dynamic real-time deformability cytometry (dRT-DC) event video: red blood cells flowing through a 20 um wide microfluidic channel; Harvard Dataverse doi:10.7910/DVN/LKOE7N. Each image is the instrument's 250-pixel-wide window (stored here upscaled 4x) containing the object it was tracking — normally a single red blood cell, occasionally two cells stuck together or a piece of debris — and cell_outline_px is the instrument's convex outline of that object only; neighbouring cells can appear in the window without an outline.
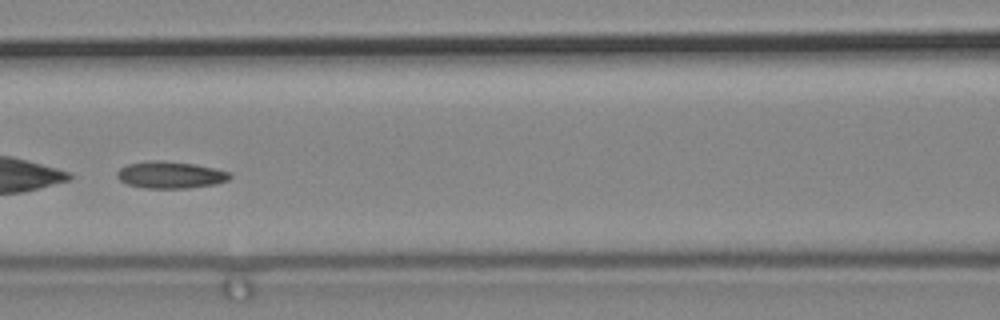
{"species": "common noctule bat (a hibernating species)", "species_latin": "Nyctalus noctula", "temperature_condition": "cold", "stored_images_in_passage": 49, "camera_frame_rate_fps": 3000, "um_per_image_px": 0.085, "animal": {"sex": "male", "body_mass_g": 19.2, "forearm_length_mm": 51.8}, "frame": {"image": 1, "passage_image": 19, "time_ms": 6.0, "image_size_px": [1000, 320], "cell_outline_px": [[232, 176], [228, 180], [216, 184], [188, 188], [144, 188], [128, 184], [120, 180], [116, 176], [116, 172], [120, 168], [128, 164], [148, 160], [164, 160], [196, 164], [216, 168], [228, 172]], "centroid_in_image_um": [14.48, 14.85], "position_along_channel_um": 152.1, "area_um2": 17.86}}
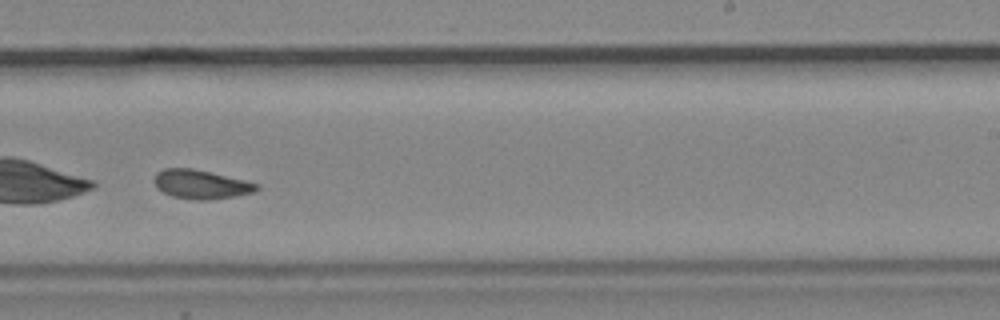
{"frame": {"image": 2, "passage_image": 29, "time_ms": 9.333, "image_size_px": [1000, 320], "cell_outline_px": [[260, 188], [256, 192], [236, 196], [208, 200], [200, 200], [172, 196], [156, 188], [152, 180], [156, 172], [164, 168], [192, 168], [244, 180], [256, 184]], "centroid_in_image_um": [17.04, 15.67], "position_along_channel_um": 272.0, "area_um2": 17.28}}
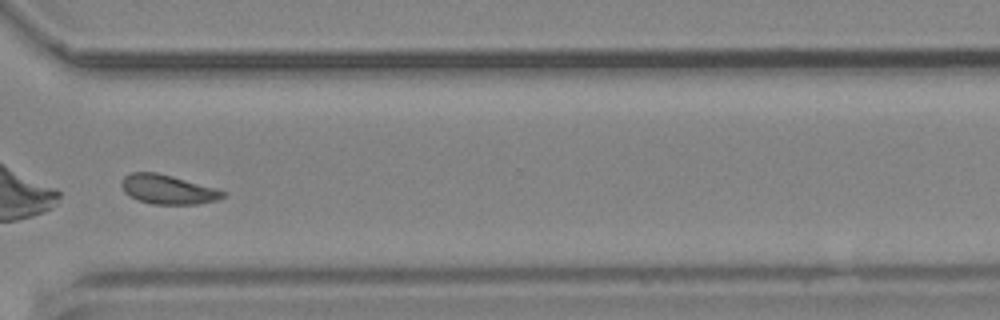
{"frame": {"image": 3, "passage_image": 36, "time_ms": 11.667, "image_size_px": [1000, 320], "cell_outline_px": [[224, 196], [216, 200], [196, 204], [152, 204], [136, 200], [128, 196], [124, 192], [120, 184], [120, 180], [124, 176], [132, 172], [156, 172], [172, 176], [216, 188], [224, 192]], "centroid_in_image_um": [14.18, 16.1], "position_along_channel_um": 356.4, "area_um2": 17.34}}